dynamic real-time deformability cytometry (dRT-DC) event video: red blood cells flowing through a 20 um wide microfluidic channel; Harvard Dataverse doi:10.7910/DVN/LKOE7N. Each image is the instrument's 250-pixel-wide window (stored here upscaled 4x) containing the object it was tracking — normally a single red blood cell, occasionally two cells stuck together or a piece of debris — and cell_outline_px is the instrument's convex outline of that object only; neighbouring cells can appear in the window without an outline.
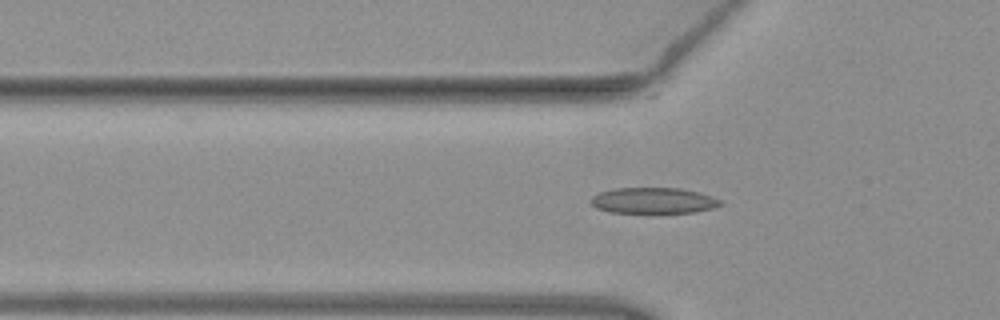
{"species": "common noctule bat (a hibernating species)", "species_latin": "Nyctalus noctula", "temperature_condition": "warm", "stored_images_in_passage": 45, "camera_frame_rate_fps": 3000, "um_per_image_px": 0.085, "animal": {"sex": "female", "body_mass_g": 19.3, "forearm_length_mm": 54.1}, "frame": {"image": 1, "passage_image": 16, "time_ms": 5.0, "image_size_px": [1000, 320], "cell_outline_px": [[724, 204], [712, 208], [696, 212], [608, 212], [596, 208], [588, 200], [592, 196], [600, 192], [612, 188], [680, 188], [700, 192], [720, 200]], "centroid_in_image_um": [55.51, 17.04], "position_along_channel_um": 70.3, "area_um2": 19.54}}
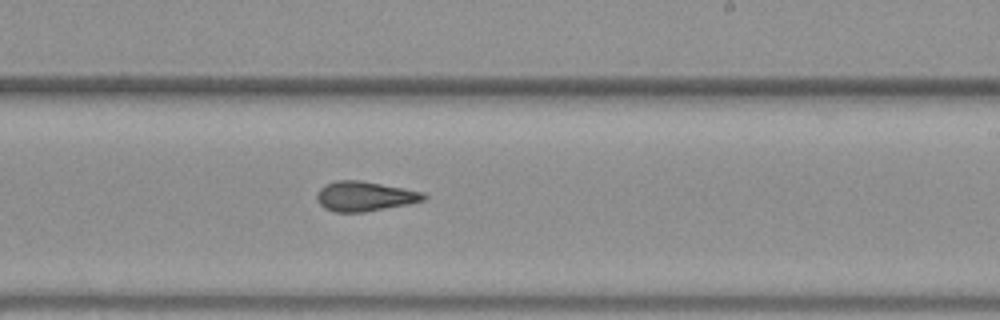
{"frame": {"image": 2, "passage_image": 30, "time_ms": 9.667, "image_size_px": [1000, 320], "cell_outline_px": [[428, 196], [424, 200], [408, 204], [364, 212], [332, 212], [324, 208], [316, 200], [316, 192], [324, 184], [336, 180], [360, 180], [424, 192]], "centroid_in_image_um": [30.96, 16.68], "position_along_channel_um": 258.0, "area_um2": 18.67}}
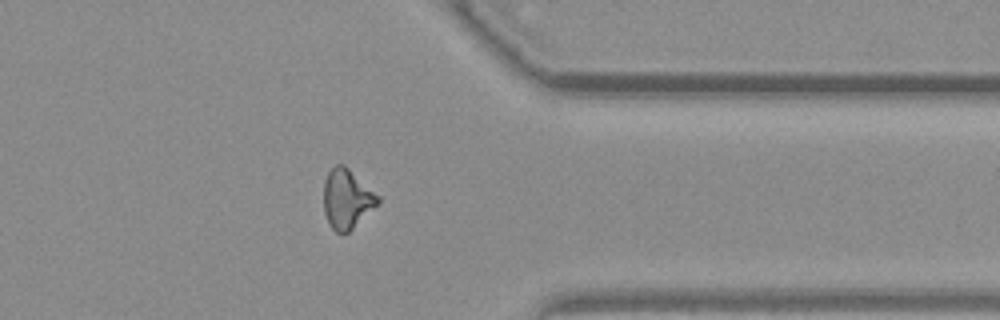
{"frame": {"image": 3, "passage_image": 40, "time_ms": 13.0, "image_size_px": [1000, 320], "cell_outline_px": [[380, 200], [348, 232], [336, 232], [332, 228], [324, 212], [324, 180], [328, 172], [336, 164], [344, 164], [380, 196]], "centroid_in_image_um": [29.46, 16.86], "position_along_channel_um": 381.9, "area_um2": 18.32}}